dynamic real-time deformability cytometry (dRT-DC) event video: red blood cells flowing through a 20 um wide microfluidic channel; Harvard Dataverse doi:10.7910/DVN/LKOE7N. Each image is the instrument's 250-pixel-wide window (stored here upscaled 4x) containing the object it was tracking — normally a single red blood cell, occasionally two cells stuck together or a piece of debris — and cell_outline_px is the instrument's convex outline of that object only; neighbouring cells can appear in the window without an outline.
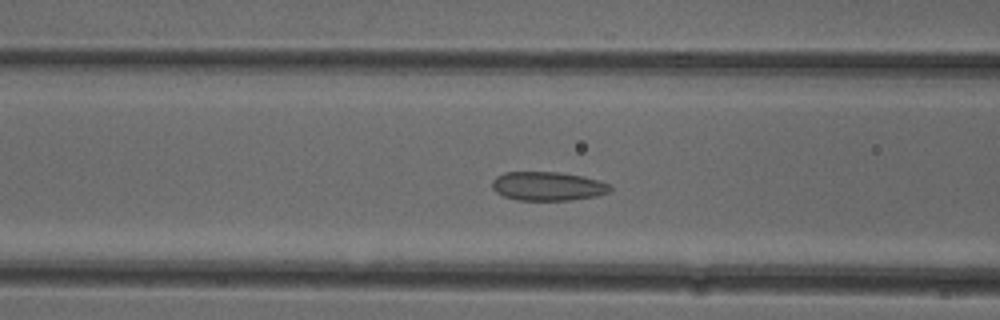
{"species": "common noctule bat (a hibernating species)", "species_latin": "Nyctalus noctula", "temperature_condition": "cold", "stored_images_in_passage": 49, "camera_frame_rate_fps": 3000, "um_per_image_px": 0.085, "animal": {"sex": "female"}, "frame": {"image": 1, "passage_image": 18, "time_ms": 5.667, "image_size_px": [1000, 320], "cell_outline_px": [[612, 188], [608, 192], [596, 196], [572, 200], [516, 200], [504, 196], [496, 192], [492, 188], [492, 180], [496, 176], [504, 172], [556, 172], [580, 176], [612, 184]], "centroid_in_image_um": [46.53, 15.83], "position_along_channel_um": 120.1, "area_um2": 19.83}}
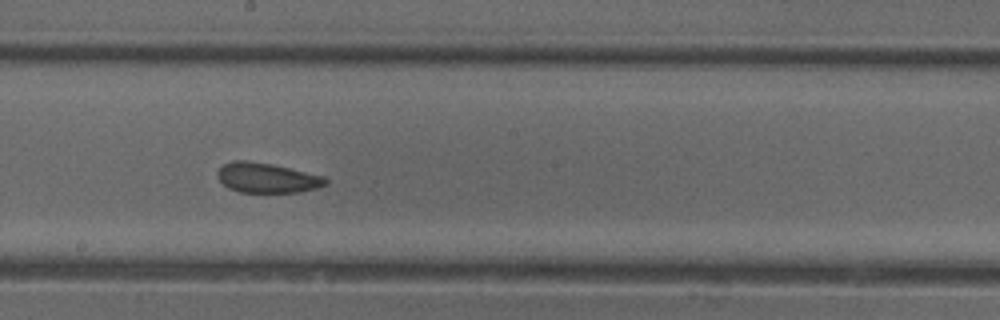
{"frame": {"image": 2, "passage_image": 26, "time_ms": 8.333, "image_size_px": [1000, 320], "cell_outline_px": [[328, 184], [316, 188], [300, 192], [240, 192], [228, 188], [216, 176], [216, 172], [224, 164], [232, 160], [244, 160], [272, 164], [324, 176], [328, 180]], "centroid_in_image_um": [22.69, 15.11], "position_along_channel_um": 225.5, "area_um2": 18.84}}
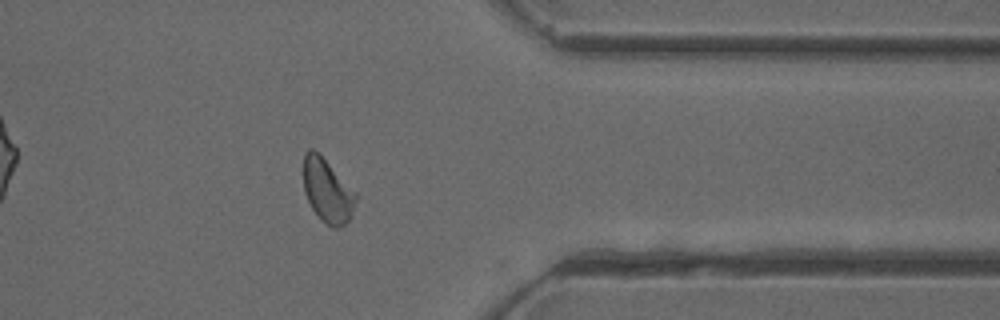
{"frame": {"image": 3, "passage_image": 39, "time_ms": 12.667, "image_size_px": [1000, 320], "cell_outline_px": [[356, 200], [352, 216], [344, 224], [336, 228], [332, 228], [324, 224], [320, 220], [312, 208], [304, 192], [304, 152], [308, 148], [312, 148], [356, 192]], "centroid_in_image_um": [27.82, 16.26], "position_along_channel_um": 383.6, "area_um2": 19.13}, "authors_computed_cell_mechanics": {"area_um2": 19.8254, "velocity_mm_per_s": 3.9602, "shape_relaxation_time_tau1_ms": 10.944, "shape_relaxation_time_tau2_ms": 1.2071, "deformation_change_tau1": 0.136, "deformation_change_tau2": 0.0648}}